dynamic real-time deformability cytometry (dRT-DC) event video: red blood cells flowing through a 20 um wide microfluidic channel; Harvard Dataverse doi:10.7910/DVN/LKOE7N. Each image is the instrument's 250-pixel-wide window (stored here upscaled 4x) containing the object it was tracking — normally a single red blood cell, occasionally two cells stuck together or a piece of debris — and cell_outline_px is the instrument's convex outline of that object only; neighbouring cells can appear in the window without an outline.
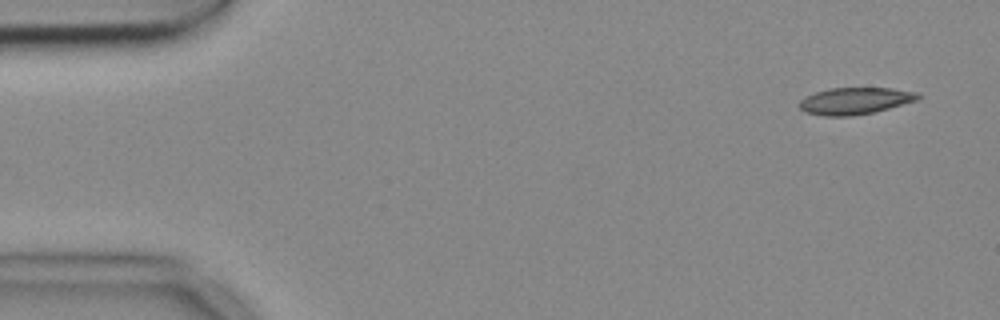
{"species": "common noctule bat (a hibernating species)", "species_latin": "Nyctalus noctula", "temperature_condition": "cold", "stored_images_in_passage": 7, "camera_frame_rate_fps": 3000, "um_per_image_px": 0.085, "animal": {"sex": "female", "body_mass_g": 18.4}, "frame": {"image": 1, "passage_image": 1, "time_ms": 0.0, "image_size_px": [1000, 320], "cell_outline_px": [[924, 96], [916, 100], [888, 108], [872, 112], [848, 116], [824, 116], [808, 112], [800, 108], [800, 100], [816, 92], [828, 88], [892, 88], [916, 92]], "centroid_in_image_um": [72.7, 8.56], "position_along_channel_um": 12.3, "area_um2": 18.21}}
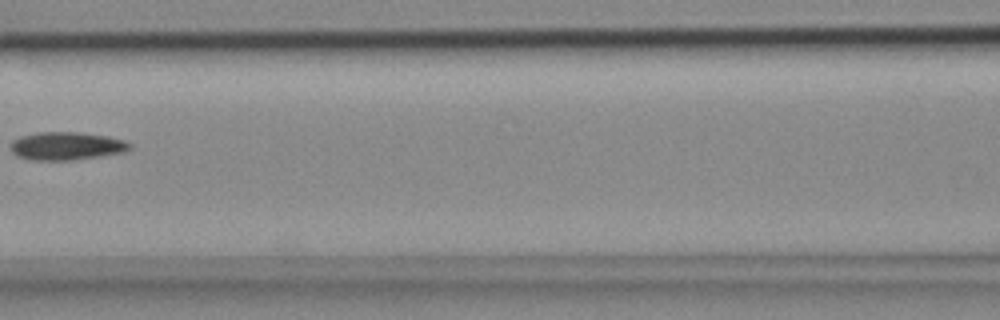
{"frame": {"image": 2, "passage_image": 6, "time_ms": 1.667, "image_size_px": [1000, 320], "cell_outline_px": [[132, 144], [124, 152], [100, 156], [72, 160], [28, 160], [16, 156], [12, 152], [12, 140], [20, 136], [40, 132], [80, 132], [108, 136], [124, 140]], "centroid_in_image_um": [5.63, 12.41], "position_along_channel_um": 161.0, "area_um2": 19.48}}
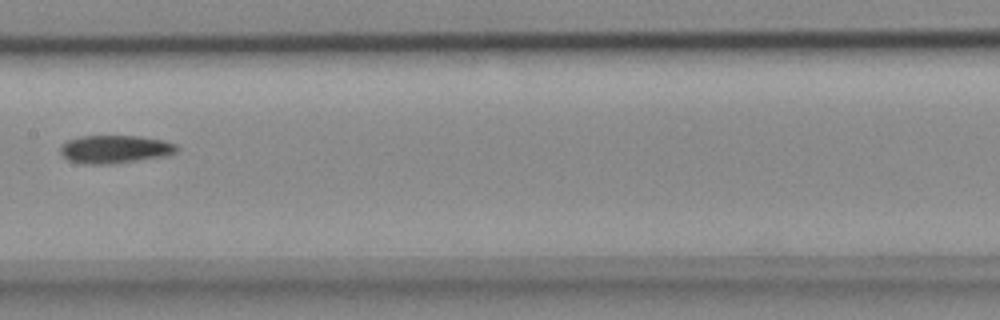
{"frame": {"image": 3, "passage_image": 7, "time_ms": 2.0, "image_size_px": [1000, 320], "cell_outline_px": [[180, 148], [176, 152], [164, 156], [116, 164], [84, 164], [68, 160], [60, 152], [60, 144], [68, 140], [80, 136], [136, 136], [164, 140], [176, 144]], "centroid_in_image_um": [9.76, 12.69], "position_along_channel_um": 197.6, "area_um2": 19.19}}